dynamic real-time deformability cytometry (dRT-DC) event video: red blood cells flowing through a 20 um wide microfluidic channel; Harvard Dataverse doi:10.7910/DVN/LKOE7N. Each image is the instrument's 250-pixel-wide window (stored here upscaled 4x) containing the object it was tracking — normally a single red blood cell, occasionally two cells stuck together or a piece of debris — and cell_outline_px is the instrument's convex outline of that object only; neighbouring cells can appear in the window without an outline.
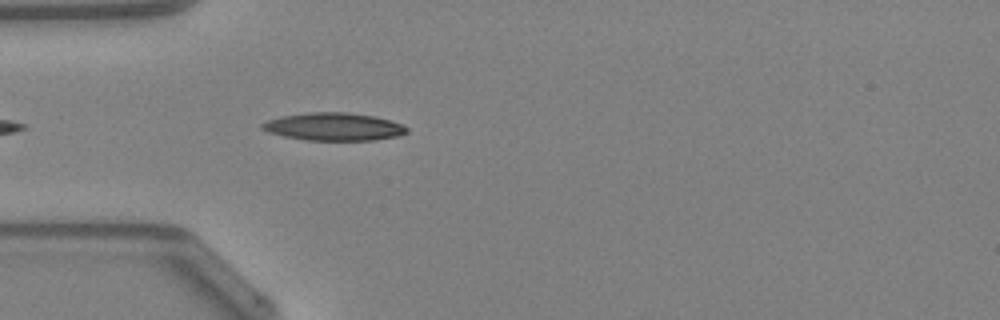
{"species": "Egyptian fruit bat (a non-hibernating species)", "species_latin": "Rousettus aegyptiacus", "temperature_condition": "warm", "stored_images_in_passage": 12, "camera_frame_rate_fps": 3000, "um_per_image_px": 0.085, "animal": {"sex": "female"}, "frame": {"image": 1, "passage_image": 3, "time_ms": 0.667, "image_size_px": [1000, 320], "cell_outline_px": [[408, 132], [396, 136], [372, 140], [308, 140], [284, 136], [268, 132], [260, 128], [260, 124], [268, 120], [280, 116], [312, 112], [344, 112], [376, 116], [404, 124], [408, 128]], "centroid_in_image_um": [28.37, 10.76], "position_along_channel_um": 56.6, "area_um2": 23.41}}